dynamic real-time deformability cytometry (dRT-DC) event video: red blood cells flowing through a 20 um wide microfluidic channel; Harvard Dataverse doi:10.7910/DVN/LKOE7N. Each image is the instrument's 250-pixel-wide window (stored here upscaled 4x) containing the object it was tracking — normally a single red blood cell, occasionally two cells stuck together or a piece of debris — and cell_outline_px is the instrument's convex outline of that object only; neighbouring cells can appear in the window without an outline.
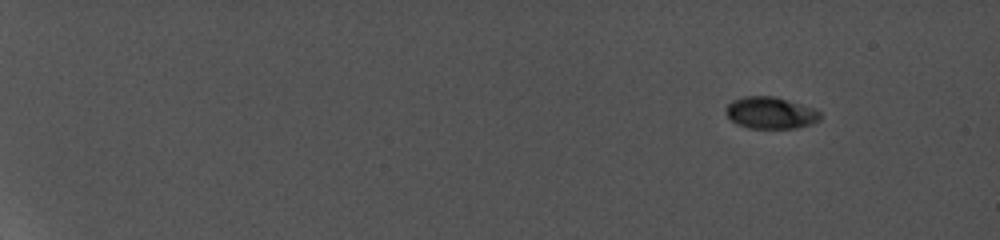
{"species": "common noctule bat (a hibernating species)", "species_latin": "Nyctalus noctula", "temperature_condition": "cold", "stored_images_in_passage": 11, "camera_frame_rate_fps": 5000, "um_per_image_px": 0.085, "animal": {"sex": "female", "body_mass_g": 19.0, "forearm_length_mm": 56.7}, "frame": {"image": 1, "passage_image": 1, "time_ms": 0.0, "image_size_px": [1000, 240], "cell_outline_px": [[820, 120], [796, 128], [748, 128], [736, 124], [724, 112], [724, 108], [732, 100], [744, 96], [776, 96], [812, 108], [820, 112]], "centroid_in_image_um": [65.44, 9.58], "position_along_channel_um": 19.6, "area_um2": 17.46}}
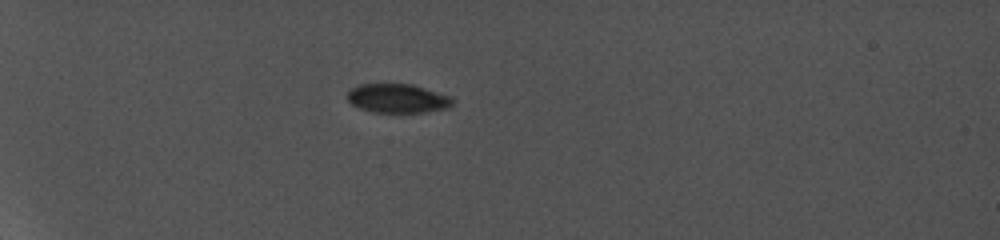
{"frame": {"image": 2, "passage_image": 6, "time_ms": 4.6, "image_size_px": [1000, 240], "cell_outline_px": [[452, 104], [448, 108], [424, 112], [372, 112], [360, 108], [352, 104], [348, 100], [348, 92], [352, 88], [360, 84], [412, 84], [452, 96]], "centroid_in_image_um": [33.81, 8.36], "position_along_channel_um": 51.2, "area_um2": 17.69}}
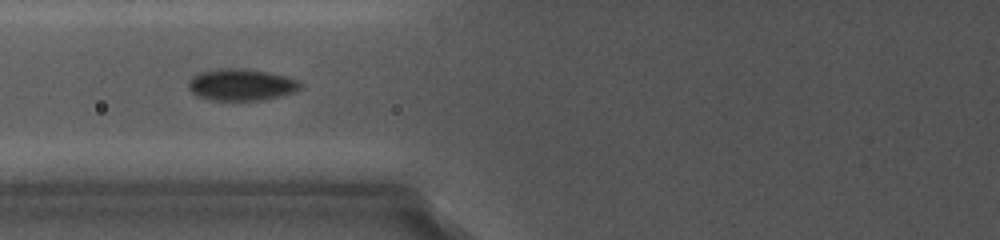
{"frame": {"image": 3, "passage_image": 9, "time_ms": 7.4, "image_size_px": [1000, 240], "cell_outline_px": [[300, 88], [296, 92], [280, 96], [260, 100], [212, 100], [196, 96], [188, 88], [188, 80], [192, 76], [200, 72], [220, 68], [240, 68], [268, 72], [288, 76], [296, 80], [300, 84]], "centroid_in_image_um": [20.48, 7.2], "position_along_channel_um": 105.3, "area_um2": 20.75}}